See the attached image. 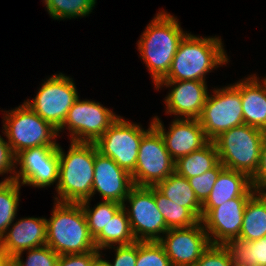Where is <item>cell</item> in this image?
<instances>
[{
  "instance_id": "19",
  "label": "cell",
  "mask_w": 266,
  "mask_h": 266,
  "mask_svg": "<svg viewBox=\"0 0 266 266\" xmlns=\"http://www.w3.org/2000/svg\"><path fill=\"white\" fill-rule=\"evenodd\" d=\"M1 238V246L6 256L12 259L23 251L46 245V218H23L7 230Z\"/></svg>"
},
{
  "instance_id": "3",
  "label": "cell",
  "mask_w": 266,
  "mask_h": 266,
  "mask_svg": "<svg viewBox=\"0 0 266 266\" xmlns=\"http://www.w3.org/2000/svg\"><path fill=\"white\" fill-rule=\"evenodd\" d=\"M221 41L219 37L201 38L186 33L161 81H205L206 73L229 60Z\"/></svg>"
},
{
  "instance_id": "31",
  "label": "cell",
  "mask_w": 266,
  "mask_h": 266,
  "mask_svg": "<svg viewBox=\"0 0 266 266\" xmlns=\"http://www.w3.org/2000/svg\"><path fill=\"white\" fill-rule=\"evenodd\" d=\"M135 266H172V264L164 247L158 241H137Z\"/></svg>"
},
{
  "instance_id": "26",
  "label": "cell",
  "mask_w": 266,
  "mask_h": 266,
  "mask_svg": "<svg viewBox=\"0 0 266 266\" xmlns=\"http://www.w3.org/2000/svg\"><path fill=\"white\" fill-rule=\"evenodd\" d=\"M135 241L129 218L123 206L109 220L106 227L94 238V243L98 251L105 248L110 249L114 244L127 245Z\"/></svg>"
},
{
  "instance_id": "24",
  "label": "cell",
  "mask_w": 266,
  "mask_h": 266,
  "mask_svg": "<svg viewBox=\"0 0 266 266\" xmlns=\"http://www.w3.org/2000/svg\"><path fill=\"white\" fill-rule=\"evenodd\" d=\"M266 236V193L255 192L247 201L239 237L249 241Z\"/></svg>"
},
{
  "instance_id": "27",
  "label": "cell",
  "mask_w": 266,
  "mask_h": 266,
  "mask_svg": "<svg viewBox=\"0 0 266 266\" xmlns=\"http://www.w3.org/2000/svg\"><path fill=\"white\" fill-rule=\"evenodd\" d=\"M154 198L158 210L163 215L168 230L190 227L200 221L188 208L181 207L179 204L166 198L155 187Z\"/></svg>"
},
{
  "instance_id": "11",
  "label": "cell",
  "mask_w": 266,
  "mask_h": 266,
  "mask_svg": "<svg viewBox=\"0 0 266 266\" xmlns=\"http://www.w3.org/2000/svg\"><path fill=\"white\" fill-rule=\"evenodd\" d=\"M175 172L172 159L160 132L153 126L139 145L136 168L132 175L135 186H155Z\"/></svg>"
},
{
  "instance_id": "13",
  "label": "cell",
  "mask_w": 266,
  "mask_h": 266,
  "mask_svg": "<svg viewBox=\"0 0 266 266\" xmlns=\"http://www.w3.org/2000/svg\"><path fill=\"white\" fill-rule=\"evenodd\" d=\"M15 163H19L20 171L15 172L14 180L22 185L44 188L58 183V146L24 149L16 154Z\"/></svg>"
},
{
  "instance_id": "29",
  "label": "cell",
  "mask_w": 266,
  "mask_h": 266,
  "mask_svg": "<svg viewBox=\"0 0 266 266\" xmlns=\"http://www.w3.org/2000/svg\"><path fill=\"white\" fill-rule=\"evenodd\" d=\"M89 201L90 199L82 201L80 204L84 211L90 234L95 238L123 205L115 201L104 200L91 210Z\"/></svg>"
},
{
  "instance_id": "12",
  "label": "cell",
  "mask_w": 266,
  "mask_h": 266,
  "mask_svg": "<svg viewBox=\"0 0 266 266\" xmlns=\"http://www.w3.org/2000/svg\"><path fill=\"white\" fill-rule=\"evenodd\" d=\"M119 117L98 102L80 101L78 98L69 109L58 134L66 127L71 132L72 142L95 143Z\"/></svg>"
},
{
  "instance_id": "15",
  "label": "cell",
  "mask_w": 266,
  "mask_h": 266,
  "mask_svg": "<svg viewBox=\"0 0 266 266\" xmlns=\"http://www.w3.org/2000/svg\"><path fill=\"white\" fill-rule=\"evenodd\" d=\"M249 198L238 197L221 203L201 219L211 244L223 245L225 242L239 237L244 210Z\"/></svg>"
},
{
  "instance_id": "21",
  "label": "cell",
  "mask_w": 266,
  "mask_h": 266,
  "mask_svg": "<svg viewBox=\"0 0 266 266\" xmlns=\"http://www.w3.org/2000/svg\"><path fill=\"white\" fill-rule=\"evenodd\" d=\"M252 75L233 86L240 92L244 124L266 132V79L263 83Z\"/></svg>"
},
{
  "instance_id": "17",
  "label": "cell",
  "mask_w": 266,
  "mask_h": 266,
  "mask_svg": "<svg viewBox=\"0 0 266 266\" xmlns=\"http://www.w3.org/2000/svg\"><path fill=\"white\" fill-rule=\"evenodd\" d=\"M134 186L132 175L117 165L112 158L98 152L95 145L92 196L97 191L105 201H115L123 205Z\"/></svg>"
},
{
  "instance_id": "33",
  "label": "cell",
  "mask_w": 266,
  "mask_h": 266,
  "mask_svg": "<svg viewBox=\"0 0 266 266\" xmlns=\"http://www.w3.org/2000/svg\"><path fill=\"white\" fill-rule=\"evenodd\" d=\"M225 167L219 162L213 169L206 171L200 176L188 178L191 188L194 190L197 199L203 203L209 196L219 174Z\"/></svg>"
},
{
  "instance_id": "18",
  "label": "cell",
  "mask_w": 266,
  "mask_h": 266,
  "mask_svg": "<svg viewBox=\"0 0 266 266\" xmlns=\"http://www.w3.org/2000/svg\"><path fill=\"white\" fill-rule=\"evenodd\" d=\"M174 88L165 98L166 113L184 116L185 119H199L208 96L205 81H160L155 87L161 86Z\"/></svg>"
},
{
  "instance_id": "22",
  "label": "cell",
  "mask_w": 266,
  "mask_h": 266,
  "mask_svg": "<svg viewBox=\"0 0 266 266\" xmlns=\"http://www.w3.org/2000/svg\"><path fill=\"white\" fill-rule=\"evenodd\" d=\"M154 187L166 198L188 208L199 220L202 219V203L197 199L187 178L174 172Z\"/></svg>"
},
{
  "instance_id": "37",
  "label": "cell",
  "mask_w": 266,
  "mask_h": 266,
  "mask_svg": "<svg viewBox=\"0 0 266 266\" xmlns=\"http://www.w3.org/2000/svg\"><path fill=\"white\" fill-rule=\"evenodd\" d=\"M251 185L258 193H266V133L262 141L260 162L257 171L251 177Z\"/></svg>"
},
{
  "instance_id": "10",
  "label": "cell",
  "mask_w": 266,
  "mask_h": 266,
  "mask_svg": "<svg viewBox=\"0 0 266 266\" xmlns=\"http://www.w3.org/2000/svg\"><path fill=\"white\" fill-rule=\"evenodd\" d=\"M125 201L130 203L131 209L126 208ZM123 207L136 241H159L163 237L160 233L168 231L155 203L154 186H134L124 200Z\"/></svg>"
},
{
  "instance_id": "34",
  "label": "cell",
  "mask_w": 266,
  "mask_h": 266,
  "mask_svg": "<svg viewBox=\"0 0 266 266\" xmlns=\"http://www.w3.org/2000/svg\"><path fill=\"white\" fill-rule=\"evenodd\" d=\"M193 266H233L224 245L210 244Z\"/></svg>"
},
{
  "instance_id": "36",
  "label": "cell",
  "mask_w": 266,
  "mask_h": 266,
  "mask_svg": "<svg viewBox=\"0 0 266 266\" xmlns=\"http://www.w3.org/2000/svg\"><path fill=\"white\" fill-rule=\"evenodd\" d=\"M15 158L16 155L13 153L12 148L10 147L9 143L6 142L1 136H0V175H3V173L10 172V174L13 172V176H8L4 180H14L15 176ZM13 170V171H12Z\"/></svg>"
},
{
  "instance_id": "40",
  "label": "cell",
  "mask_w": 266,
  "mask_h": 266,
  "mask_svg": "<svg viewBox=\"0 0 266 266\" xmlns=\"http://www.w3.org/2000/svg\"><path fill=\"white\" fill-rule=\"evenodd\" d=\"M10 264V259L6 256V253L2 249L0 242V266H8Z\"/></svg>"
},
{
  "instance_id": "28",
  "label": "cell",
  "mask_w": 266,
  "mask_h": 266,
  "mask_svg": "<svg viewBox=\"0 0 266 266\" xmlns=\"http://www.w3.org/2000/svg\"><path fill=\"white\" fill-rule=\"evenodd\" d=\"M20 183L16 180L0 182V238L16 218L19 206Z\"/></svg>"
},
{
  "instance_id": "1",
  "label": "cell",
  "mask_w": 266,
  "mask_h": 266,
  "mask_svg": "<svg viewBox=\"0 0 266 266\" xmlns=\"http://www.w3.org/2000/svg\"><path fill=\"white\" fill-rule=\"evenodd\" d=\"M185 35L178 19L163 11L156 14L141 35L138 50L155 86L168 74Z\"/></svg>"
},
{
  "instance_id": "20",
  "label": "cell",
  "mask_w": 266,
  "mask_h": 266,
  "mask_svg": "<svg viewBox=\"0 0 266 266\" xmlns=\"http://www.w3.org/2000/svg\"><path fill=\"white\" fill-rule=\"evenodd\" d=\"M255 192L251 178L246 173L225 168L219 174L209 196L202 203V218L221 203L238 197H251Z\"/></svg>"
},
{
  "instance_id": "32",
  "label": "cell",
  "mask_w": 266,
  "mask_h": 266,
  "mask_svg": "<svg viewBox=\"0 0 266 266\" xmlns=\"http://www.w3.org/2000/svg\"><path fill=\"white\" fill-rule=\"evenodd\" d=\"M59 255L48 245L28 250L26 262L21 259V254H16L10 259L11 266H57Z\"/></svg>"
},
{
  "instance_id": "30",
  "label": "cell",
  "mask_w": 266,
  "mask_h": 266,
  "mask_svg": "<svg viewBox=\"0 0 266 266\" xmlns=\"http://www.w3.org/2000/svg\"><path fill=\"white\" fill-rule=\"evenodd\" d=\"M53 19L63 20L90 14L96 0H43Z\"/></svg>"
},
{
  "instance_id": "35",
  "label": "cell",
  "mask_w": 266,
  "mask_h": 266,
  "mask_svg": "<svg viewBox=\"0 0 266 266\" xmlns=\"http://www.w3.org/2000/svg\"><path fill=\"white\" fill-rule=\"evenodd\" d=\"M113 249L116 250V255L113 263L108 260L109 266H135L137 260V241L127 245H118L113 247Z\"/></svg>"
},
{
  "instance_id": "23",
  "label": "cell",
  "mask_w": 266,
  "mask_h": 266,
  "mask_svg": "<svg viewBox=\"0 0 266 266\" xmlns=\"http://www.w3.org/2000/svg\"><path fill=\"white\" fill-rule=\"evenodd\" d=\"M223 245L233 266H266V236L254 241L235 237Z\"/></svg>"
},
{
  "instance_id": "8",
  "label": "cell",
  "mask_w": 266,
  "mask_h": 266,
  "mask_svg": "<svg viewBox=\"0 0 266 266\" xmlns=\"http://www.w3.org/2000/svg\"><path fill=\"white\" fill-rule=\"evenodd\" d=\"M148 130L119 117L95 142L98 152L112 158L122 169L132 174L136 168L139 145Z\"/></svg>"
},
{
  "instance_id": "39",
  "label": "cell",
  "mask_w": 266,
  "mask_h": 266,
  "mask_svg": "<svg viewBox=\"0 0 266 266\" xmlns=\"http://www.w3.org/2000/svg\"><path fill=\"white\" fill-rule=\"evenodd\" d=\"M99 253L91 262L90 266H109L108 261L101 258Z\"/></svg>"
},
{
  "instance_id": "25",
  "label": "cell",
  "mask_w": 266,
  "mask_h": 266,
  "mask_svg": "<svg viewBox=\"0 0 266 266\" xmlns=\"http://www.w3.org/2000/svg\"><path fill=\"white\" fill-rule=\"evenodd\" d=\"M219 163V156L213 141L202 148L175 161V172L185 178L200 176Z\"/></svg>"
},
{
  "instance_id": "38",
  "label": "cell",
  "mask_w": 266,
  "mask_h": 266,
  "mask_svg": "<svg viewBox=\"0 0 266 266\" xmlns=\"http://www.w3.org/2000/svg\"><path fill=\"white\" fill-rule=\"evenodd\" d=\"M99 252L95 249L82 254L59 255L57 266H90L92 260Z\"/></svg>"
},
{
  "instance_id": "7",
  "label": "cell",
  "mask_w": 266,
  "mask_h": 266,
  "mask_svg": "<svg viewBox=\"0 0 266 266\" xmlns=\"http://www.w3.org/2000/svg\"><path fill=\"white\" fill-rule=\"evenodd\" d=\"M214 95L206 98L199 122L209 141L233 127L244 124L240 92L228 85L215 89Z\"/></svg>"
},
{
  "instance_id": "4",
  "label": "cell",
  "mask_w": 266,
  "mask_h": 266,
  "mask_svg": "<svg viewBox=\"0 0 266 266\" xmlns=\"http://www.w3.org/2000/svg\"><path fill=\"white\" fill-rule=\"evenodd\" d=\"M46 219V245L58 255L82 254L96 249L80 203H54Z\"/></svg>"
},
{
  "instance_id": "16",
  "label": "cell",
  "mask_w": 266,
  "mask_h": 266,
  "mask_svg": "<svg viewBox=\"0 0 266 266\" xmlns=\"http://www.w3.org/2000/svg\"><path fill=\"white\" fill-rule=\"evenodd\" d=\"M154 117L153 126L162 135L166 149L174 161L202 148L209 142L198 119L177 117L165 132L162 122L158 117Z\"/></svg>"
},
{
  "instance_id": "14",
  "label": "cell",
  "mask_w": 266,
  "mask_h": 266,
  "mask_svg": "<svg viewBox=\"0 0 266 266\" xmlns=\"http://www.w3.org/2000/svg\"><path fill=\"white\" fill-rule=\"evenodd\" d=\"M158 242L172 266H193L211 244L201 220L190 227L169 229Z\"/></svg>"
},
{
  "instance_id": "2",
  "label": "cell",
  "mask_w": 266,
  "mask_h": 266,
  "mask_svg": "<svg viewBox=\"0 0 266 266\" xmlns=\"http://www.w3.org/2000/svg\"><path fill=\"white\" fill-rule=\"evenodd\" d=\"M59 174L54 199L80 203L91 199L94 178L95 143L72 142L67 155L58 144Z\"/></svg>"
},
{
  "instance_id": "9",
  "label": "cell",
  "mask_w": 266,
  "mask_h": 266,
  "mask_svg": "<svg viewBox=\"0 0 266 266\" xmlns=\"http://www.w3.org/2000/svg\"><path fill=\"white\" fill-rule=\"evenodd\" d=\"M78 98L72 78L59 73L51 76L42 84L32 102L28 99L24 103L58 130Z\"/></svg>"
},
{
  "instance_id": "5",
  "label": "cell",
  "mask_w": 266,
  "mask_h": 266,
  "mask_svg": "<svg viewBox=\"0 0 266 266\" xmlns=\"http://www.w3.org/2000/svg\"><path fill=\"white\" fill-rule=\"evenodd\" d=\"M265 131L247 124L233 127L213 140L219 162L230 170L250 178L258 169Z\"/></svg>"
},
{
  "instance_id": "6",
  "label": "cell",
  "mask_w": 266,
  "mask_h": 266,
  "mask_svg": "<svg viewBox=\"0 0 266 266\" xmlns=\"http://www.w3.org/2000/svg\"><path fill=\"white\" fill-rule=\"evenodd\" d=\"M6 112L4 134L15 155L27 148L58 146L55 140L58 130L25 103Z\"/></svg>"
}]
</instances>
